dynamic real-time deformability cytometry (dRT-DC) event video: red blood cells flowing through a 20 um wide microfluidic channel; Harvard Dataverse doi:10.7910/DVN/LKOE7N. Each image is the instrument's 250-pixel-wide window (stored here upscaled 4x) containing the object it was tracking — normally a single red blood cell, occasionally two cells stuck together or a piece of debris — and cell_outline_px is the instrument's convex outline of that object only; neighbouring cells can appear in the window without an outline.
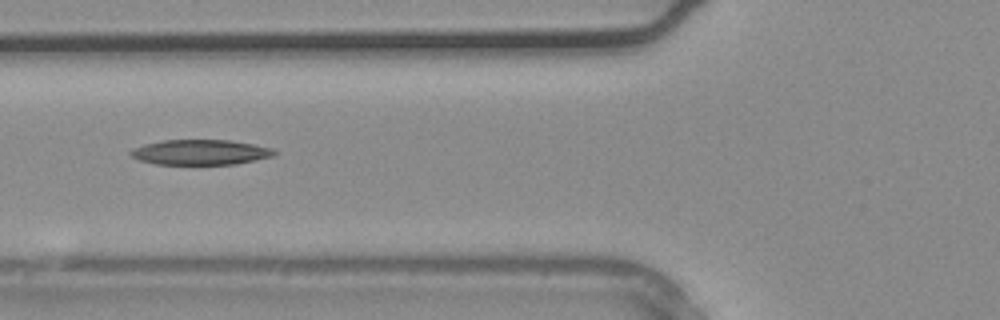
{"species": "common noctule bat (a hibernating species)", "species_latin": "Nyctalus noctula", "temperature_condition": "warm", "stored_images_in_passage": 28, "camera_frame_rate_fps": 3000, "um_per_image_px": 0.085, "animal": {"sex": "male", "body_mass_g": 20.4}, "frame": {"image": 1, "passage_image": 5, "time_ms": 1.333, "image_size_px": [1000, 320], "cell_outline_px": [[276, 156], [236, 164], [156, 164], [140, 160], [132, 156], [128, 152], [132, 148], [144, 144], [164, 140], [232, 140], [272, 148], [276, 152]], "centroid_in_image_um": [17.05, 12.94], "position_along_channel_um": 108.8, "area_um2": 21.1}}